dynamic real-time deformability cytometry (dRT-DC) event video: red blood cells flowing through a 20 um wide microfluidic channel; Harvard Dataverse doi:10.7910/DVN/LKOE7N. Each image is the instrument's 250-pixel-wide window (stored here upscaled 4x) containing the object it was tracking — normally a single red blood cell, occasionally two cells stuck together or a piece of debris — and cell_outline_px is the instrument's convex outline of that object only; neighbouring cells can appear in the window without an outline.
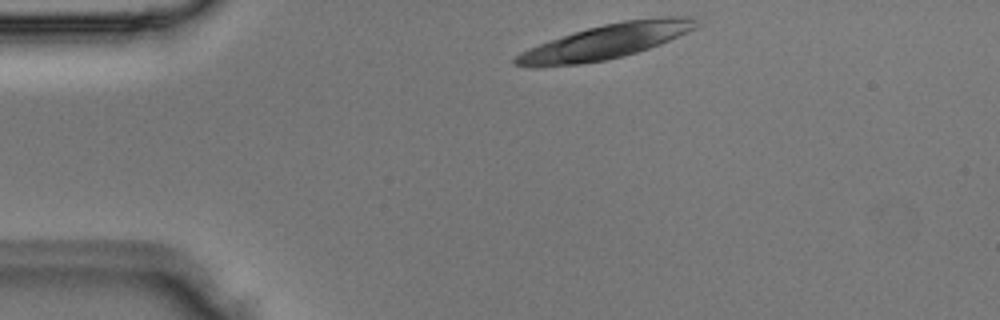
{"species": "Egyptian fruit bat (a non-hibernating species)", "species_latin": "Rousettus aegyptiacus", "temperature_condition": "room temperature", "stored_images_in_passage": 2, "camera_frame_rate_fps": 3000, "um_per_image_px": 0.085, "animal": {"sex": "male"}, "frame": {"image": 1, "passage_image": 1, "time_ms": 0.0, "image_size_px": [1000, 320], "cell_outline_px": [[700, 24], [696, 28], [660, 44], [636, 52], [604, 60], [580, 64], [536, 68], [532, 68], [512, 64], [512, 60], [520, 52], [528, 48], [588, 28], [604, 24], [624, 20], [660, 16], [700, 16]], "centroid_in_image_um": [51.53, 3.53], "position_along_channel_um": 33.5, "area_um2": 36.53}}